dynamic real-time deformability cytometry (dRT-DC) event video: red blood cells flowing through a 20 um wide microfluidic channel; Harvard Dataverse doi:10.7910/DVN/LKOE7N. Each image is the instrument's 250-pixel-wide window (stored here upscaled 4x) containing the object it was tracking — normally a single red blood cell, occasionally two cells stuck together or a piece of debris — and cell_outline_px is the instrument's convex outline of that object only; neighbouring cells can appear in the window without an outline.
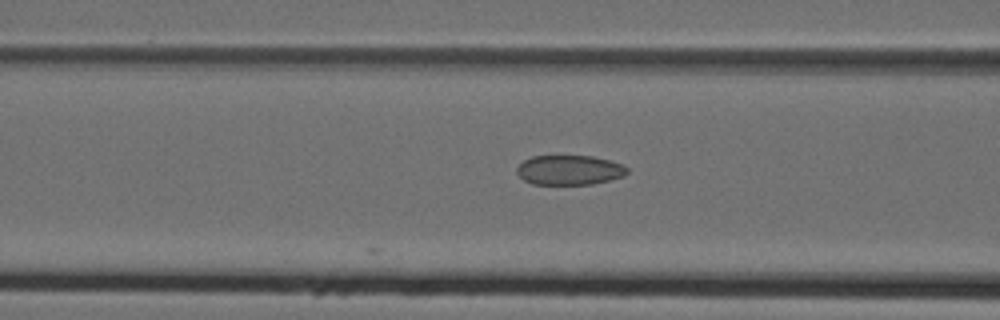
{"species": "Egyptian fruit bat (a non-hibernating species)", "species_latin": "Rousettus aegyptiacus", "temperature_condition": "cold", "stored_images_in_passage": 6, "camera_frame_rate_fps": 3000, "um_per_image_px": 0.085, "animal": {"sex": "female"}, "frame": {"image": 1, "passage_image": 5, "time_ms": 1.333, "image_size_px": [1000, 320], "cell_outline_px": [[628, 172], [624, 176], [592, 184], [532, 184], [524, 180], [516, 172], [516, 168], [524, 160], [532, 156], [592, 156], [612, 160], [628, 168]], "centroid_in_image_um": [48.4, 14.45], "position_along_channel_um": 118.2, "area_um2": 19.07}}